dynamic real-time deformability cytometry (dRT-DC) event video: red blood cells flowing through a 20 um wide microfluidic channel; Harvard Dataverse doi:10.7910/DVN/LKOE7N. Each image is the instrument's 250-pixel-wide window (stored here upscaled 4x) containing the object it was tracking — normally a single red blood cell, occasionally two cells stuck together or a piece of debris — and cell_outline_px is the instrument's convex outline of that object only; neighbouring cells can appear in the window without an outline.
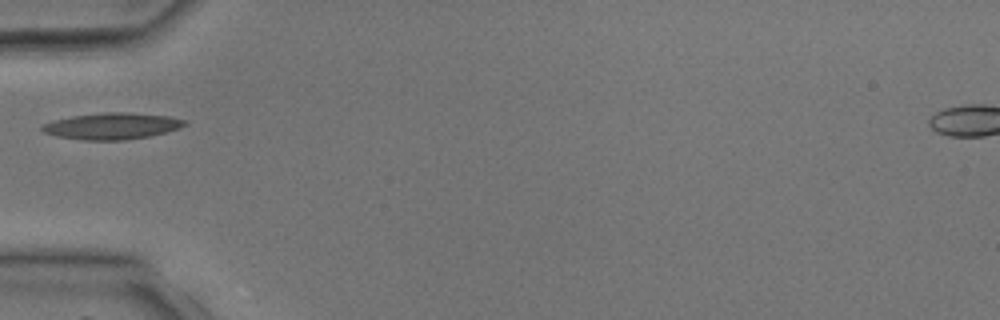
{"species": "common noctule bat (a hibernating species)", "species_latin": "Nyctalus noctula", "temperature_condition": "room temperature", "stored_images_in_passage": 1, "camera_frame_rate_fps": 3000, "um_per_image_px": 0.085, "animal": {"sex": "male", "body_mass_g": 17.9, "forearm_length_mm": 54.2}, "frame": {"image": 1, "passage_image": 1, "time_ms": 0.0, "image_size_px": [1000, 320], "cell_outline_px": [[188, 124], [180, 128], [148, 136], [124, 140], [84, 140], [56, 136], [44, 132], [40, 128], [40, 124], [52, 120], [72, 116], [108, 112], [124, 112], [168, 116], [188, 120]], "centroid_in_image_um": [9.5, 10.71], "position_along_channel_um": 75.5, "area_um2": 21.96}}